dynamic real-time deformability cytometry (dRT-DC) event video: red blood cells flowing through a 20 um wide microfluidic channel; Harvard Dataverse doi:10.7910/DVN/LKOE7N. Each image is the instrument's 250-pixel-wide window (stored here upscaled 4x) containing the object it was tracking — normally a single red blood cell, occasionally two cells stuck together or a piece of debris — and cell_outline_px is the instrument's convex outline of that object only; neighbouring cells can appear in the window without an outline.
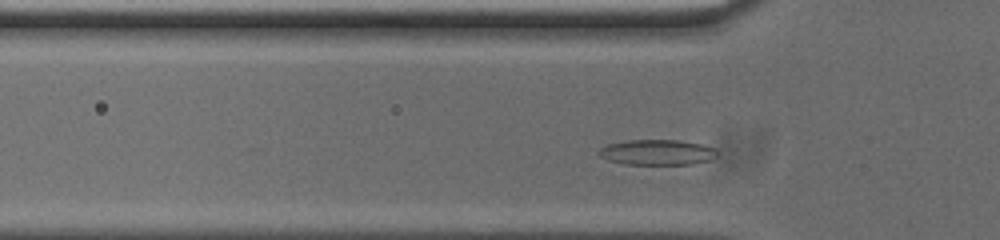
{"species": "common noctule bat (a hibernating species)", "species_latin": "Nyctalus noctula", "temperature_condition": "cold", "stored_images_in_passage": 36, "camera_frame_rate_fps": 3000, "um_per_image_px": 0.085, "animal": {"sex": "male", "body_mass_g": 20.0, "forearm_length_mm": 53.3}, "frame": {"image": 1, "passage_image": 7, "time_ms": 2.0, "image_size_px": [1000, 240], "cell_outline_px": [[716, 156], [712, 160], [692, 164], [624, 164], [608, 160], [600, 156], [596, 152], [600, 148], [608, 144], [624, 140], [676, 140], [700, 144], [712, 148], [716, 152]], "centroid_in_image_um": [55.81, 12.95], "position_along_channel_um": 70.0, "area_um2": 17.46}}
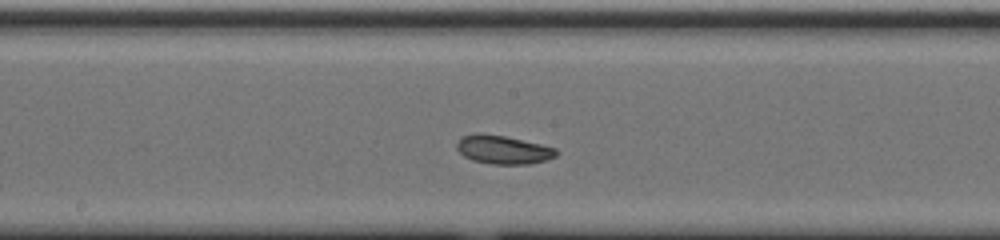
{"frame": {"image": 2, "passage_image": 18, "time_ms": 5.667, "image_size_px": [1000, 240], "cell_outline_px": [[560, 152], [556, 156], [544, 160], [528, 164], [488, 164], [472, 160], [464, 156], [456, 148], [456, 144], [460, 136], [476, 132], [480, 132], [504, 136], [540, 144], [556, 148]], "centroid_in_image_um": [42.72, 12.71], "position_along_channel_um": 205.5, "area_um2": 16.7}}
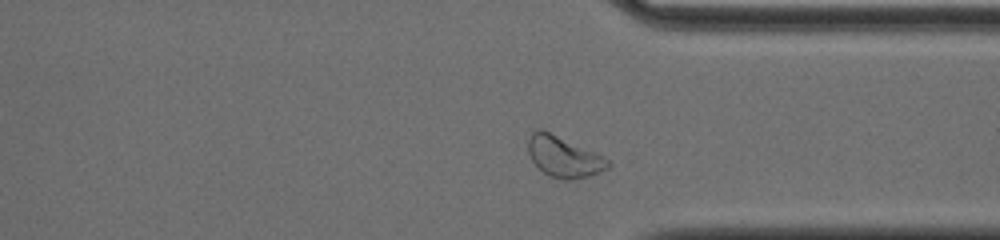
{"frame": {"image": 3, "passage_image": 31, "time_ms": 10.0, "image_size_px": [1000, 240], "cell_outline_px": [[612, 164], [608, 168], [588, 176], [572, 180], [564, 180], [548, 176], [532, 160], [528, 152], [528, 140], [532, 132], [536, 128], [540, 128], [592, 152], [608, 160]], "centroid_in_image_um": [47.87, 13.34], "position_along_channel_um": 363.5, "area_um2": 18.44}, "authors_computed_cell_mechanics": {"area_um2": 16.7331, "velocity_mm_per_s": 3.6839, "shape_relaxation_time_tau1_ms": 2.7565, "shape_relaxation_time_tau2_ms": 5.5683, "deformation_change_tau1": 0.0991, "deformation_change_tau2": 0.1046}}